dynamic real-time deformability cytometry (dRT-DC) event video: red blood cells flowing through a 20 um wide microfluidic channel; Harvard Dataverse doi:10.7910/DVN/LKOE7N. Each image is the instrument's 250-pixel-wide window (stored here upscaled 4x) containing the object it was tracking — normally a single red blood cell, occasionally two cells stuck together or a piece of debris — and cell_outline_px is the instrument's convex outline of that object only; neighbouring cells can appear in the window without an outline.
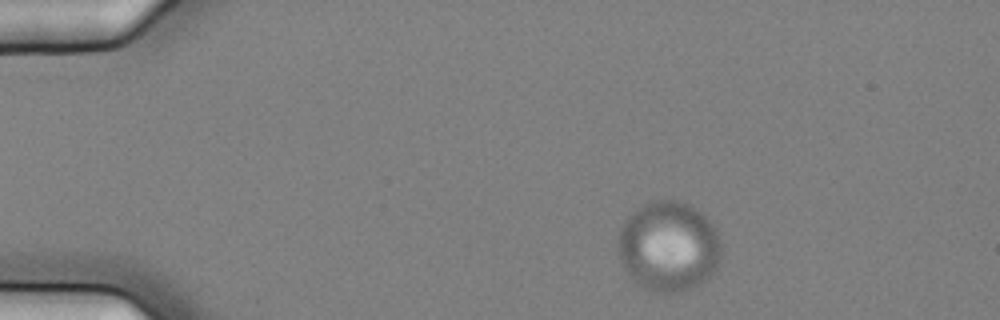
{"species": "common noctule bat (a hibernating species)", "species_latin": "Nyctalus noctula", "temperature_condition": "cold", "stored_images_in_passage": 4, "camera_frame_rate_fps": 3000, "um_per_image_px": 0.085, "animal": {"sex": "female", "body_mass_g": 25.1}, "frame": {"image": 1, "passage_image": 1, "time_ms": 0.0, "image_size_px": [1000, 320], "cell_outline_px": [[720, 260], [716, 268], [700, 284], [684, 292], [660, 292], [644, 288], [632, 280], [628, 276], [616, 252], [616, 240], [620, 228], [624, 220], [632, 212], [644, 204], [652, 200], [676, 200], [692, 204], [712, 224], [720, 240]], "centroid_in_image_um": [56.78, 20.94], "position_along_channel_um": 28.2, "area_um2": 54.74}}